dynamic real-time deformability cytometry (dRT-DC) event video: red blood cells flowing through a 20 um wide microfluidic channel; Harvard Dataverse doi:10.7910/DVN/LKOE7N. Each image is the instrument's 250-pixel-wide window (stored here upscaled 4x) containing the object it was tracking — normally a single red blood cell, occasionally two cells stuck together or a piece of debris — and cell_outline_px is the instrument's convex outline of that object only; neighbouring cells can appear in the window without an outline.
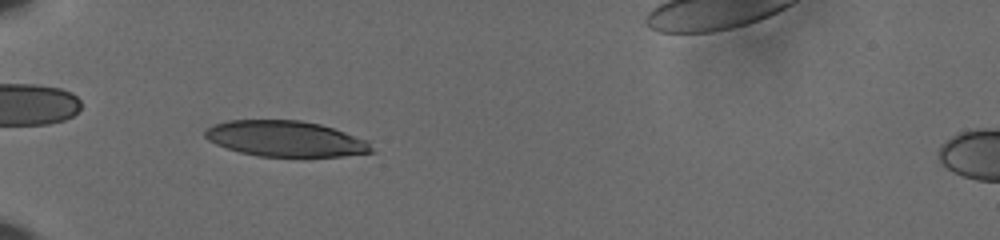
{"species": "human", "species_latin": "Homo sapiens", "temperature_condition": "cold", "stored_images_in_passage": 60, "camera_frame_rate_fps": 3000, "um_per_image_px": 0.085, "donor": {"sex": "male"}, "frame": {"image": 1, "passage_image": 22, "time_ms": 7.0, "image_size_px": [1000, 240], "cell_outline_px": [[376, 152], [344, 156], [260, 156], [240, 152], [216, 144], [208, 140], [204, 136], [204, 132], [212, 124], [228, 120], [300, 120], [320, 124], [368, 140]], "centroid_in_image_um": [24.28, 11.79], "position_along_channel_um": 60.7, "area_um2": 34.62}}
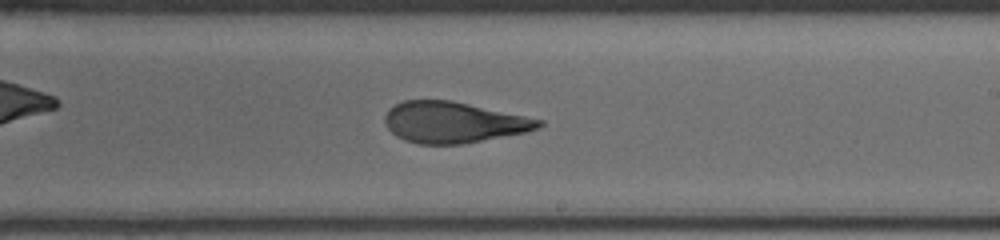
{"frame": {"image": 2, "passage_image": 39, "time_ms": 12.667, "image_size_px": [1000, 240], "cell_outline_px": [[544, 124], [540, 128], [528, 132], [460, 144], [420, 144], [404, 140], [396, 136], [388, 128], [384, 120], [384, 116], [388, 108], [404, 100], [452, 100], [544, 120]], "centroid_in_image_um": [38.55, 10.39], "position_along_channel_um": 250.4, "area_um2": 36.88}}
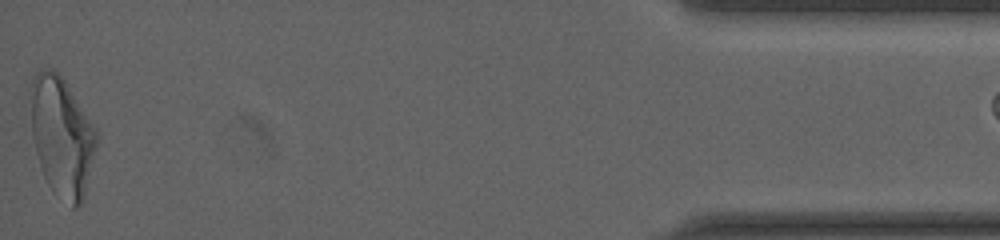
{"frame": {"image": 3, "passage_image": 60, "time_ms": 19.667, "image_size_px": [1000, 240], "cell_outline_px": [[96, 144], [84, 200], [76, 208], [72, 208], [52, 192], [44, 176], [36, 152], [32, 136], [32, 76], [40, 68], [52, 68], [64, 80], [96, 128]], "centroid_in_image_um": [5.26, 11.63], "position_along_channel_um": 429.9, "area_um2": 45.37}, "authors_computed_cell_mechanics": {"area_um2": 36.9342, "velocity_mm_per_s": 3.6279, "shape_relaxation_time_tau1_ms": 8.8485, "shape_relaxation_time_tau2_ms": 1.4842, "deformation_change_tau1": 0.2418, "deformation_change_tau2": 0.0844}}